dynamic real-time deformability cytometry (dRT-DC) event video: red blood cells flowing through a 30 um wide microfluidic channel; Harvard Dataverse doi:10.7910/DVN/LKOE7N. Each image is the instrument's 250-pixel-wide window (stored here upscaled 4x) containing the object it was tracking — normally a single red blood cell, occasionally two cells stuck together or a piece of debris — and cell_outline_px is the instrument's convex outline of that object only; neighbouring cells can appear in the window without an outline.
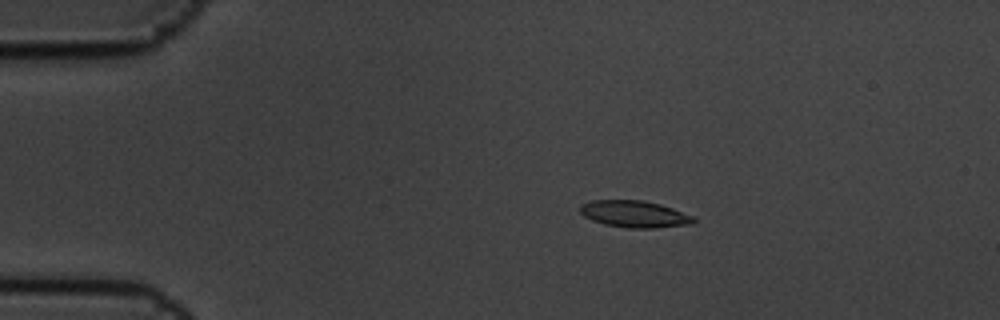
{"species": "common noctule bat (a hibernating species)", "species_latin": "Nyctalus noctula", "temperature_condition": "cold", "stored_images_in_passage": 5, "camera_frame_rate_fps": 3000, "um_per_image_px": 0.085, "animal": {"sex": "male", "body_mass_g": 19.5, "forearm_length_mm": 54.6}, "frame": {"image": 1, "passage_image": 4, "time_ms": 1.0, "image_size_px": [1000, 320], "cell_outline_px": [[696, 220], [692, 224], [656, 228], [628, 228], [604, 224], [592, 220], [584, 216], [580, 212], [580, 204], [592, 200], [644, 200], [660, 204], [672, 208], [692, 216]], "centroid_in_image_um": [53.91, 18.19], "position_along_channel_um": 31.1, "area_um2": 17.74}}